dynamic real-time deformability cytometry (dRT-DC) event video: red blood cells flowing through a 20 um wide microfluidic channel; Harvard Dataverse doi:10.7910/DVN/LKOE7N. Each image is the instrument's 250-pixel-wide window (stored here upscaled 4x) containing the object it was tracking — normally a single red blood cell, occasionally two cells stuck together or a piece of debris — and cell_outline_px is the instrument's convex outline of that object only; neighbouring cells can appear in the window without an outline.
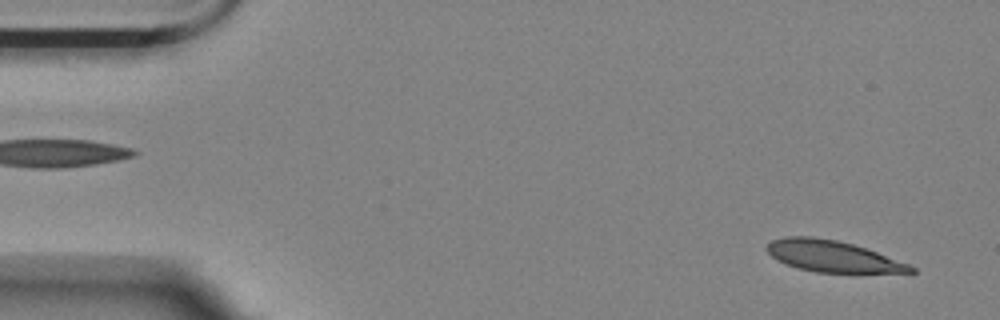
{"species": "Egyptian fruit bat (a non-hibernating species)", "species_latin": "Rousettus aegyptiacus", "temperature_condition": "room temperature", "stored_images_in_passage": 55, "camera_frame_rate_fps": 3000, "um_per_image_px": 0.085, "animal": {"sex": "female"}, "frame": {"image": 1, "passage_image": 2, "time_ms": 0.333, "image_size_px": [1000, 320], "cell_outline_px": [[916, 272], [852, 276], [816, 272], [796, 268], [784, 264], [772, 256], [764, 248], [772, 240], [788, 236], [812, 236], [836, 240], [852, 244], [876, 252], [908, 264], [916, 268]], "centroid_in_image_um": [70.83, 21.85], "position_along_channel_um": 14.2, "area_um2": 27.34}}
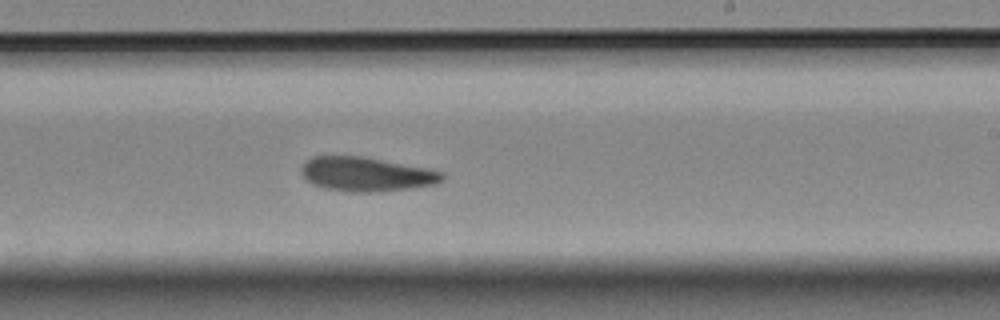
{"frame": {"image": 2, "passage_image": 32, "time_ms": 10.333, "image_size_px": [1000, 320], "cell_outline_px": [[444, 180], [436, 184], [408, 188], [372, 192], [352, 192], [324, 188], [312, 184], [304, 180], [300, 172], [300, 168], [312, 156], [360, 156], [428, 168], [444, 172]], "centroid_in_image_um": [31.11, 14.81], "position_along_channel_um": 257.9, "area_um2": 28.09}}
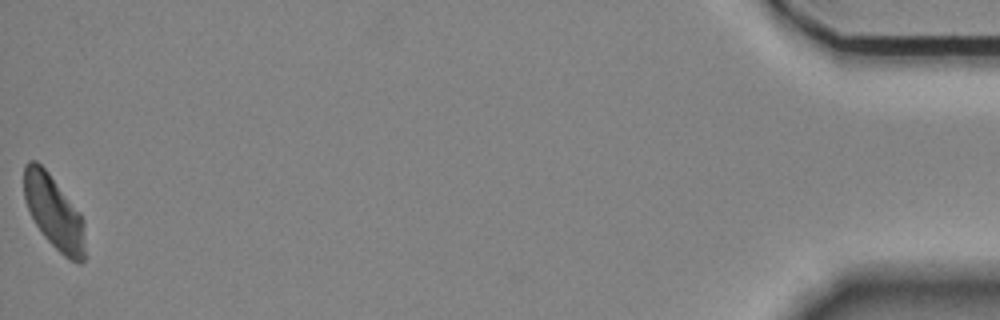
{"frame": {"image": 3, "passage_image": 55, "time_ms": 18.0, "image_size_px": [1000, 320], "cell_outline_px": [[84, 260], [80, 264], [76, 264], [68, 260], [44, 236], [36, 224], [24, 200], [24, 164], [28, 160], [36, 160], [48, 172], [80, 212], [84, 220]], "centroid_in_image_um": [4.59, 18.04], "position_along_channel_um": 430.6, "area_um2": 26.07}}